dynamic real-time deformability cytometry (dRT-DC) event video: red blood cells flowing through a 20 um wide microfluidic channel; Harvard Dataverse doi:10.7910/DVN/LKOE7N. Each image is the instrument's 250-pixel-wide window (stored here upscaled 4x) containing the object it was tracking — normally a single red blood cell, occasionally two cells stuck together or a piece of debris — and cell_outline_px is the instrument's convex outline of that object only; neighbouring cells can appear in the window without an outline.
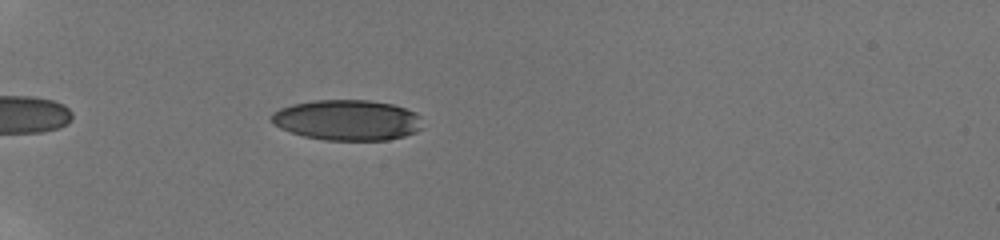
{"species": "human", "species_latin": "Homo sapiens", "temperature_condition": "room temperature", "stored_images_in_passage": 38, "camera_frame_rate_fps": 3000, "um_per_image_px": 0.085, "donor": {"sex": "male"}, "frame": {"image": 1, "passage_image": 6, "time_ms": 1.667, "image_size_px": [1000, 240], "cell_outline_px": [[420, 128], [416, 132], [404, 136], [388, 140], [324, 140], [304, 136], [280, 128], [272, 124], [268, 120], [272, 112], [280, 108], [292, 104], [312, 100], [368, 100], [392, 104], [416, 112], [420, 116]], "centroid_in_image_um": [29.47, 10.2], "position_along_channel_um": 55.5, "area_um2": 35.89}}
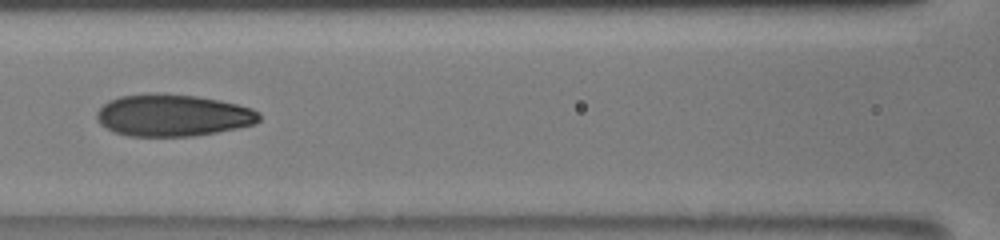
{"frame": {"image": 2, "passage_image": 16, "time_ms": 5.0, "image_size_px": [1000, 240], "cell_outline_px": [[260, 120], [256, 124], [216, 132], [192, 136], [128, 136], [112, 132], [100, 124], [96, 120], [96, 112], [108, 100], [120, 96], [152, 92], [164, 92], [196, 96], [220, 100], [252, 108], [260, 112]], "centroid_in_image_um": [14.66, 9.79], "position_along_channel_um": 151.9, "area_um2": 40.23}}
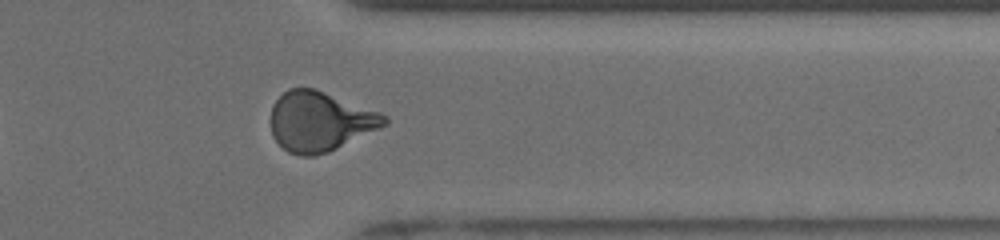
{"frame": {"image": 3, "passage_image": 34, "time_ms": 11.0, "image_size_px": [1000, 240], "cell_outline_px": [[388, 124], [328, 152], [316, 156], [300, 156], [288, 152], [272, 136], [272, 104], [288, 88], [312, 88], [380, 112], [388, 116]], "centroid_in_image_um": [27.2, 10.33], "position_along_channel_um": 384.2, "area_um2": 39.13}, "authors_computed_cell_mechanics": {"area_um2": 38.8416, "velocity_mm_per_s": 3.8888, "shape_relaxation_time_tau1_ms": 3.9445, "shape_relaxation_time_tau2_ms": 0.9826, "deformation_change_tau1": 0.1808, "deformation_change_tau2": 0.0705}}